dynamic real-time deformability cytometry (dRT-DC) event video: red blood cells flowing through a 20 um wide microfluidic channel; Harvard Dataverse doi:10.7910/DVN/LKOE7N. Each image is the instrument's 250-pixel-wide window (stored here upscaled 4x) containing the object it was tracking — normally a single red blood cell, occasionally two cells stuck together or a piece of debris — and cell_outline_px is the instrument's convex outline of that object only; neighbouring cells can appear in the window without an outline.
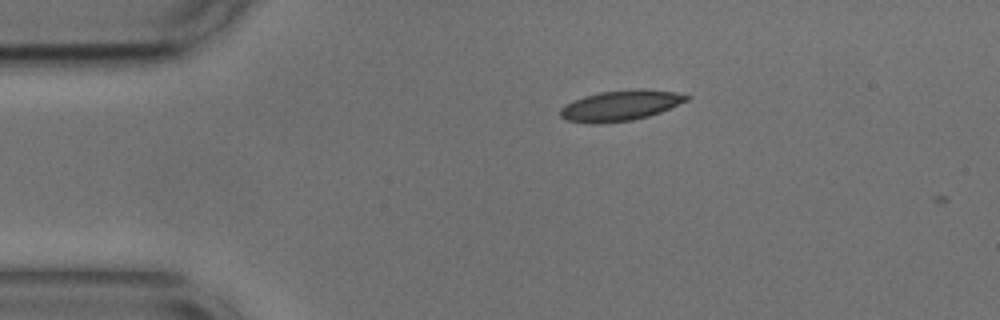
{"species": "common noctule bat (a hibernating species)", "species_latin": "Nyctalus noctula", "temperature_condition": "cold", "stored_images_in_passage": 3, "camera_frame_rate_fps": 3000, "um_per_image_px": 0.085, "animal": {"sex": "male", "body_mass_g": 17.9, "forearm_length_mm": 54.2}, "frame": {"image": 1, "passage_image": 1, "time_ms": 0.0, "image_size_px": [1000, 320], "cell_outline_px": [[692, 96], [688, 100], [660, 112], [648, 116], [632, 120], [596, 124], [592, 124], [568, 120], [560, 116], [560, 108], [584, 96], [600, 92], [676, 92]], "centroid_in_image_um": [52.69, 9.03], "position_along_channel_um": 32.3, "area_um2": 21.15}}